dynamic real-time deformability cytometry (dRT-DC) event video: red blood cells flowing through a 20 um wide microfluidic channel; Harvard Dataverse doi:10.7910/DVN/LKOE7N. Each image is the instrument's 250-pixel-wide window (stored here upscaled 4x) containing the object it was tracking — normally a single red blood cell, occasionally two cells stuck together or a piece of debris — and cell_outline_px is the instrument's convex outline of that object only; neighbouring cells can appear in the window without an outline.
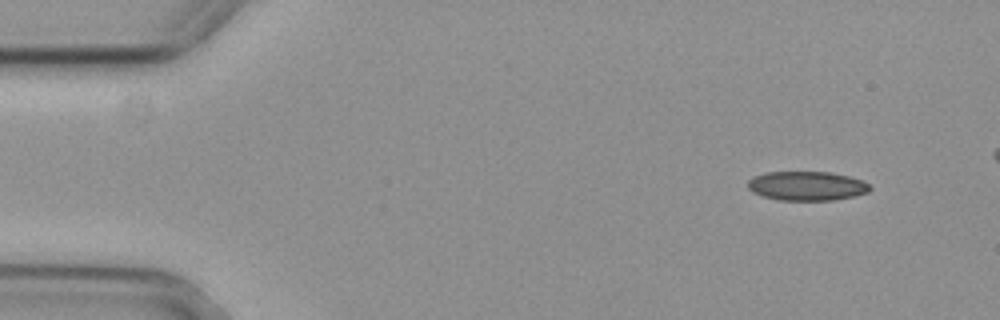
{"species": "common noctule bat (a hibernating species)", "species_latin": "Nyctalus noctula", "temperature_condition": "cold", "stored_images_in_passage": 5, "camera_frame_rate_fps": 3000, "um_per_image_px": 0.085, "animal": {"sex": "female", "body_mass_g": 29.2, "forearm_length_mm": 56.3}, "frame": {"image": 1, "passage_image": 1, "time_ms": 0.0, "image_size_px": [1000, 320], "cell_outline_px": [[872, 188], [868, 192], [852, 196], [832, 200], [780, 200], [764, 196], [752, 192], [748, 188], [748, 180], [764, 172], [828, 172], [848, 176], [860, 180], [868, 184]], "centroid_in_image_um": [68.56, 15.8], "position_along_channel_um": 16.4, "area_um2": 20.52}}